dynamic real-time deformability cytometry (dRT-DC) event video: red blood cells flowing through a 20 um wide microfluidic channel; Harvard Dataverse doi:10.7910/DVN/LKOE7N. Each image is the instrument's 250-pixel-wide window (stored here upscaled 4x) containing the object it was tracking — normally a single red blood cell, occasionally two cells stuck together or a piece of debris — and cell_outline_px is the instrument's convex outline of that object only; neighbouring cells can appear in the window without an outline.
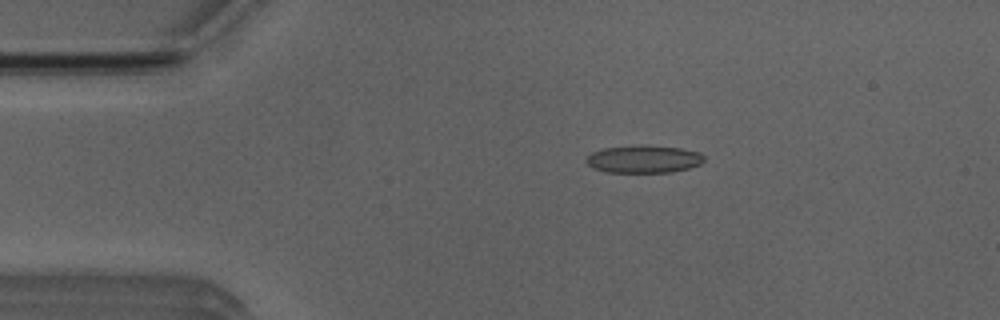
{"species": "Egyptian fruit bat (a non-hibernating species)", "species_latin": "Rousettus aegyptiacus", "temperature_condition": "room temperature", "stored_images_in_passage": 4, "camera_frame_rate_fps": 3000, "um_per_image_px": 0.085, "animal": {"sex": "male"}, "frame": {"image": 1, "passage_image": 2, "time_ms": 2.0, "image_size_px": [1000, 320], "cell_outline_px": [[704, 160], [700, 164], [688, 168], [672, 172], [604, 172], [592, 168], [584, 160], [592, 152], [604, 148], [632, 144], [644, 144], [680, 148], [700, 152], [704, 156]], "centroid_in_image_um": [54.69, 13.5], "position_along_channel_um": 30.3, "area_um2": 19.31}}